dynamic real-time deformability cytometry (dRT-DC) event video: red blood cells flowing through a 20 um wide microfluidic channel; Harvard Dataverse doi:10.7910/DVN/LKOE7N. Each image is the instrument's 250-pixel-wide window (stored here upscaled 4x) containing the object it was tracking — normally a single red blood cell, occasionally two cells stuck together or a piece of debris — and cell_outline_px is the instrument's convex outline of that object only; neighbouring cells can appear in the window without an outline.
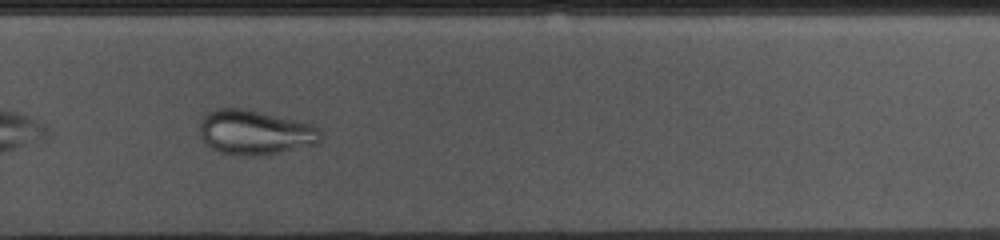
{"species": "common noctule bat (a hibernating species)", "species_latin": "Nyctalus noctula", "temperature_condition": "cold", "stored_images_in_passage": 38, "camera_frame_rate_fps": 3000, "um_per_image_px": 0.085, "animal": {"sex": "female", "body_mass_g": 10.0, "forearm_length_mm": 53.1}, "frame": {"image": 1, "passage_image": 22, "time_ms": 7.0, "image_size_px": [1000, 240], "cell_outline_px": [[320, 140], [316, 144], [280, 152], [256, 156], [232, 156], [220, 152], [212, 148], [200, 136], [200, 120], [212, 108], [244, 108], [312, 124], [320, 128]], "centroid_in_image_um": [21.64, 11.25], "position_along_channel_um": 308.2, "area_um2": 31.56}}